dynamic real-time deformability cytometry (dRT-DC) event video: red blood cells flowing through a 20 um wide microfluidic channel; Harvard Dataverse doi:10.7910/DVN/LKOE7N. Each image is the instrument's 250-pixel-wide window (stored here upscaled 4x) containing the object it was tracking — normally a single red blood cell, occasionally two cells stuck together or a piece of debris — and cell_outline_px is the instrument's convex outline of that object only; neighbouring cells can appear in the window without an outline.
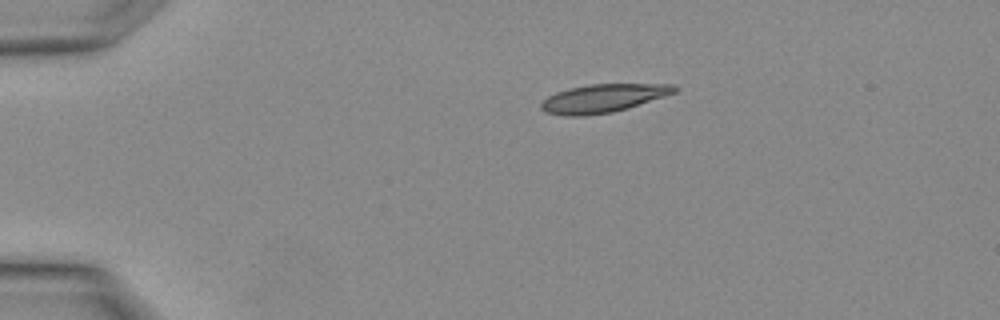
{"species": "Egyptian fruit bat (a non-hibernating species)", "species_latin": "Rousettus aegyptiacus", "temperature_condition": "warm", "stored_images_in_passage": 2, "camera_frame_rate_fps": 3000, "um_per_image_px": 0.085, "animal": {"sex": "female"}, "frame": {"image": 1, "passage_image": 1, "time_ms": 0.0, "image_size_px": [1000, 320], "cell_outline_px": [[680, 88], [676, 92], [628, 108], [612, 112], [584, 116], [564, 116], [544, 112], [540, 108], [540, 104], [548, 96], [556, 92], [568, 88], [588, 84], [676, 84]], "centroid_in_image_um": [51.25, 8.35], "position_along_channel_um": 33.7, "area_um2": 22.14}}
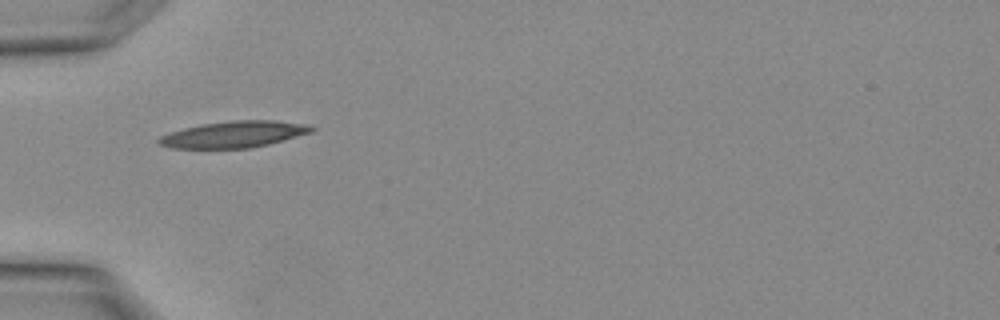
{"frame": {"image": 2, "passage_image": 2, "time_ms": 0.333, "image_size_px": [1000, 320], "cell_outline_px": [[316, 128], [312, 132], [268, 144], [248, 148], [172, 148], [160, 144], [156, 140], [160, 136], [184, 128], [204, 124], [232, 120], [276, 120], [308, 124]], "centroid_in_image_um": [19.92, 11.41], "position_along_channel_um": 65.1, "area_um2": 23.35}}